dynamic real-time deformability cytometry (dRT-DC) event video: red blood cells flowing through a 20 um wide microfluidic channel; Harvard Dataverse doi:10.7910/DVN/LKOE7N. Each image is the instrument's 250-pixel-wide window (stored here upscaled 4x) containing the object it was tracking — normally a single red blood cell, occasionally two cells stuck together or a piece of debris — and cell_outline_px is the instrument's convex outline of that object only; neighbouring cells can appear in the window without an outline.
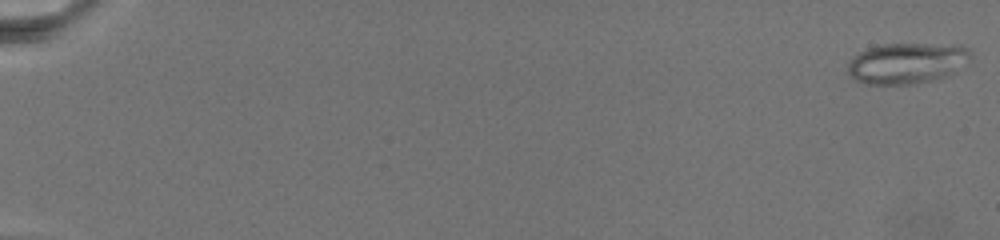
{"species": "common noctule bat (a hibernating species)", "species_latin": "Nyctalus noctula", "temperature_condition": "warm", "stored_images_in_passage": 29, "camera_frame_rate_fps": 3000, "um_per_image_px": 0.085, "animal": {"sex": "female", "body_mass_g": 19.5, "forearm_length_mm": 54.1}, "frame": {"image": 1, "passage_image": 1, "time_ms": 0.0, "image_size_px": [1000, 240], "cell_outline_px": [[972, 56], [952, 72], [944, 76], [928, 80], [908, 84], [868, 84], [856, 80], [848, 72], [848, 64], [860, 52], [868, 48], [884, 44], [960, 44], [968, 48], [972, 52]], "centroid_in_image_um": [77.1, 5.34], "position_along_channel_um": 7.9, "area_um2": 28.67}}
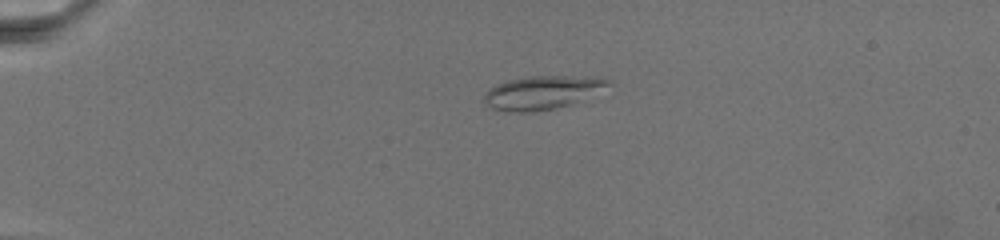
{"frame": {"image": 2, "passage_image": 24, "time_ms": 6.333, "image_size_px": [1000, 240], "cell_outline_px": [[608, 84], [568, 104], [552, 108], [532, 112], [516, 112], [492, 108], [484, 100], [484, 92], [488, 88], [508, 80], [528, 76], [572, 76], [608, 80]], "centroid_in_image_um": [45.89, 7.86], "position_along_channel_um": 39.1, "area_um2": 22.89}}